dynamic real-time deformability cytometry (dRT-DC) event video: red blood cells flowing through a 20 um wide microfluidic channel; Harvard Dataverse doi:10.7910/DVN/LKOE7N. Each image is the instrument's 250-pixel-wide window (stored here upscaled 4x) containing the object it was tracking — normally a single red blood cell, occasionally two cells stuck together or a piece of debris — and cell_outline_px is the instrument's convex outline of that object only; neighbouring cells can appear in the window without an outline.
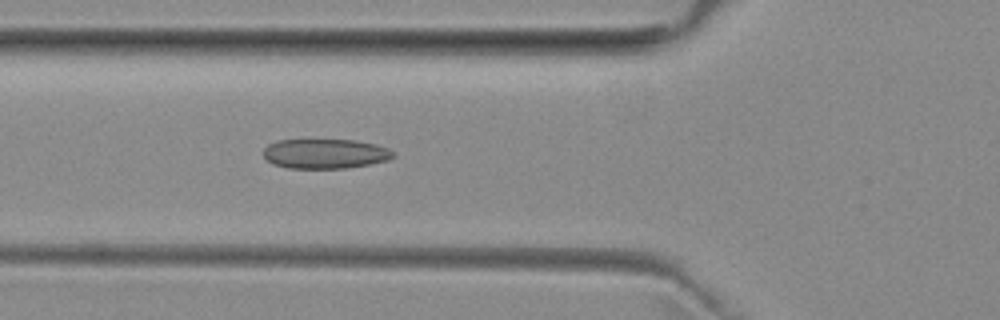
{"species": "common noctule bat (a hibernating species)", "species_latin": "Nyctalus noctula", "temperature_condition": "room temperature", "stored_images_in_passage": 51, "camera_frame_rate_fps": 3000, "um_per_image_px": 0.085, "animal": {"sex": "female", "body_mass_g": 29.2, "forearm_length_mm": 56.3}, "frame": {"image": 1, "passage_image": 18, "time_ms": 5.667, "image_size_px": [1000, 320], "cell_outline_px": [[396, 156], [388, 160], [368, 164], [344, 168], [288, 168], [272, 164], [264, 156], [264, 148], [268, 144], [276, 140], [352, 140], [376, 144], [388, 148]], "centroid_in_image_um": [27.62, 13.06], "position_along_channel_um": 98.2, "area_um2": 22.37}}
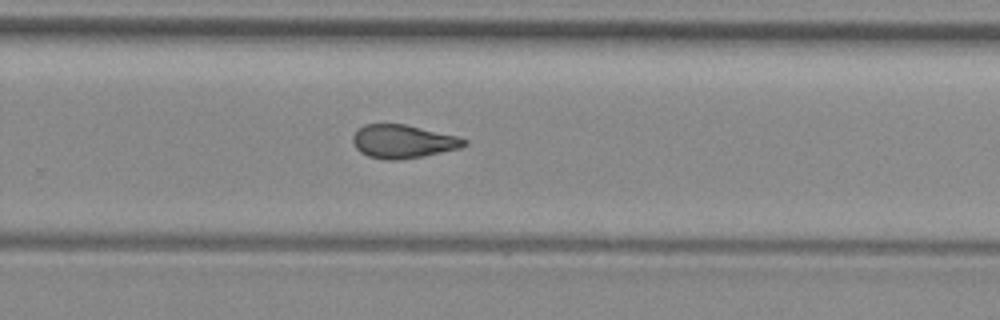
{"frame": {"image": 2, "passage_image": 33, "time_ms": 10.667, "image_size_px": [1000, 320], "cell_outline_px": [[468, 144], [460, 148], [400, 160], [384, 160], [368, 156], [360, 152], [356, 148], [352, 140], [352, 136], [364, 124], [404, 124], [456, 136], [468, 140]], "centroid_in_image_um": [34.23, 12.03], "position_along_channel_um": 295.6, "area_um2": 21.44}}
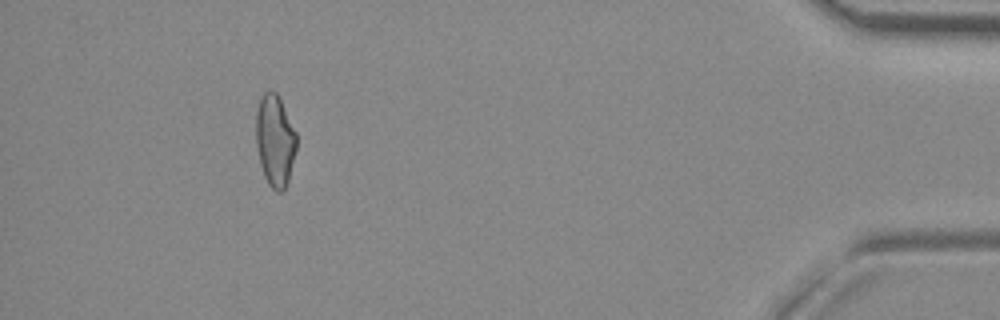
{"frame": {"image": 3, "passage_image": 47, "time_ms": 15.333, "image_size_px": [1000, 320], "cell_outline_px": [[296, 148], [288, 180], [284, 188], [280, 192], [276, 192], [268, 184], [264, 176], [260, 164], [256, 144], [256, 112], [260, 96], [268, 88], [276, 92], [296, 132]], "centroid_in_image_um": [23.35, 11.92], "position_along_channel_um": 411.9, "area_um2": 21.56}, "authors_computed_cell_mechanics": {"area_um2": 22.1374, "velocity_mm_per_s": 3.948, "shape_relaxation_time_tau1_ms": null, "shape_relaxation_time_tau2_ms": 2.1908, "deformation_change_tau1": null, "deformation_change_tau2": 0.1003}}